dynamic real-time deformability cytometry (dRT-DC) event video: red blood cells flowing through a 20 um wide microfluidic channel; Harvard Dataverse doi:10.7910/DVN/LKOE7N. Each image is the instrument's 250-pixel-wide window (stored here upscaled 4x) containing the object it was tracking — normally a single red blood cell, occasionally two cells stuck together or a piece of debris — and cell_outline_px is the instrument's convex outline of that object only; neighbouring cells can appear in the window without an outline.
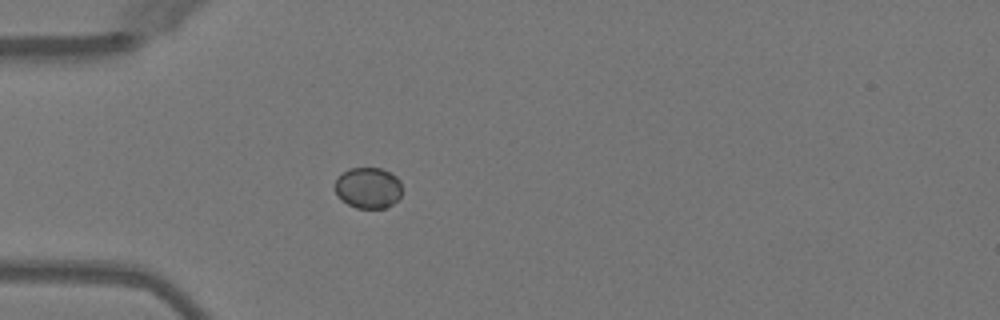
{"species": "Egyptian fruit bat (a non-hibernating species)", "species_latin": "Rousettus aegyptiacus", "temperature_condition": "warm", "stored_images_in_passage": 46, "camera_frame_rate_fps": 3000, "um_per_image_px": 0.085, "animal": {"sex": "female"}, "frame": {"image": 1, "passage_image": 10, "time_ms": 3.0, "image_size_px": [1000, 320], "cell_outline_px": [[400, 196], [392, 204], [384, 208], [356, 208], [340, 200], [336, 196], [336, 176], [348, 168], [380, 168], [396, 176], [400, 180]], "centroid_in_image_um": [31.25, 15.96], "position_along_channel_um": 53.8, "area_um2": 16.07}}
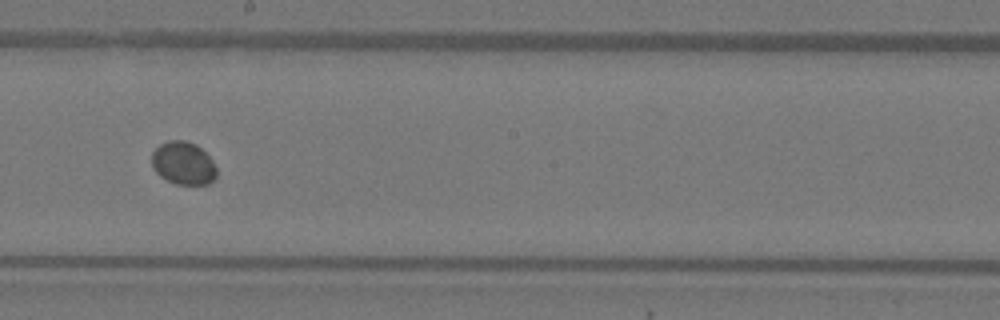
{"frame": {"image": 2, "passage_image": 24, "time_ms": 7.667, "image_size_px": [1000, 320], "cell_outline_px": [[216, 176], [208, 184], [176, 184], [160, 176], [152, 168], [152, 152], [160, 144], [168, 140], [184, 140], [196, 144], [212, 160], [216, 168]], "centroid_in_image_um": [15.56, 13.86], "position_along_channel_um": 232.6, "area_um2": 16.13}}
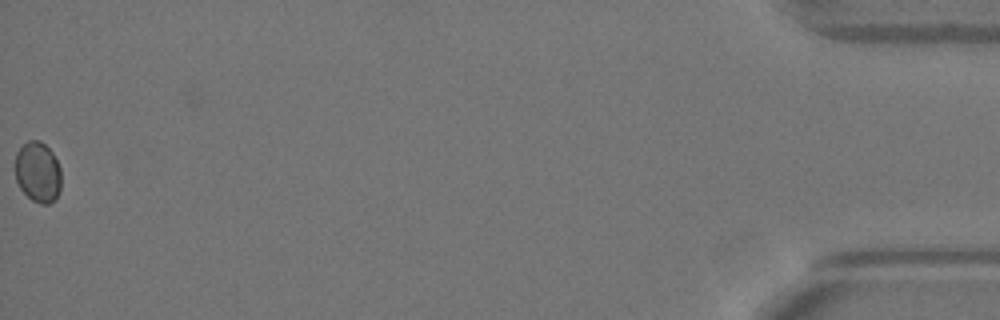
{"frame": {"image": 3, "passage_image": 46, "time_ms": 15.0, "image_size_px": [1000, 320], "cell_outline_px": [[60, 188], [56, 200], [48, 204], [40, 204], [32, 200], [20, 188], [16, 180], [16, 152], [28, 140], [40, 140], [52, 152], [60, 168]], "centroid_in_image_um": [3.22, 14.64], "position_along_channel_um": 432.0, "area_um2": 16.18}}